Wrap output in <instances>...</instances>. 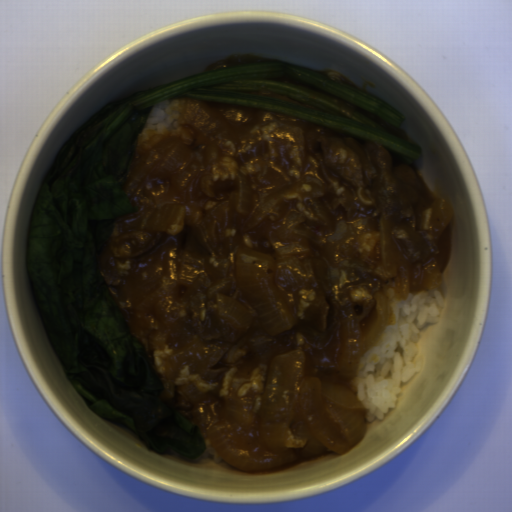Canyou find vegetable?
Segmentation results:
<instances>
[{"label":"vegetable","mask_w":512,"mask_h":512,"mask_svg":"<svg viewBox=\"0 0 512 512\" xmlns=\"http://www.w3.org/2000/svg\"><path fill=\"white\" fill-rule=\"evenodd\" d=\"M305 83L398 126L404 113L371 93L311 68L254 62L218 68L107 101L60 144L36 194L26 274L64 373L88 408L133 430L159 455L194 460L207 436L163 401V386L103 280L102 253L115 219L139 212L127 193L134 150L154 104L178 97L269 110L380 144L409 165L421 146Z\"/></svg>","instance_id":"1"}]
</instances>
